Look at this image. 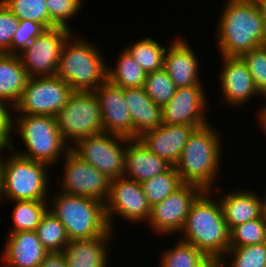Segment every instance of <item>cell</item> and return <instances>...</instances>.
Listing matches in <instances>:
<instances>
[{
  "label": "cell",
  "mask_w": 266,
  "mask_h": 267,
  "mask_svg": "<svg viewBox=\"0 0 266 267\" xmlns=\"http://www.w3.org/2000/svg\"><path fill=\"white\" fill-rule=\"evenodd\" d=\"M192 125L162 124L160 127L143 132L138 139L155 155L166 159L173 166L179 160L189 136L194 131Z\"/></svg>",
  "instance_id": "18"
},
{
  "label": "cell",
  "mask_w": 266,
  "mask_h": 267,
  "mask_svg": "<svg viewBox=\"0 0 266 267\" xmlns=\"http://www.w3.org/2000/svg\"><path fill=\"white\" fill-rule=\"evenodd\" d=\"M112 234L88 239L71 240L64 248L68 267H107Z\"/></svg>",
  "instance_id": "22"
},
{
  "label": "cell",
  "mask_w": 266,
  "mask_h": 267,
  "mask_svg": "<svg viewBox=\"0 0 266 267\" xmlns=\"http://www.w3.org/2000/svg\"><path fill=\"white\" fill-rule=\"evenodd\" d=\"M119 54L115 67L107 66V80L122 88L143 87L147 73L125 49Z\"/></svg>",
  "instance_id": "26"
},
{
  "label": "cell",
  "mask_w": 266,
  "mask_h": 267,
  "mask_svg": "<svg viewBox=\"0 0 266 267\" xmlns=\"http://www.w3.org/2000/svg\"><path fill=\"white\" fill-rule=\"evenodd\" d=\"M3 199V188H2V170H1V161H0V203Z\"/></svg>",
  "instance_id": "44"
},
{
  "label": "cell",
  "mask_w": 266,
  "mask_h": 267,
  "mask_svg": "<svg viewBox=\"0 0 266 267\" xmlns=\"http://www.w3.org/2000/svg\"><path fill=\"white\" fill-rule=\"evenodd\" d=\"M212 195H215L212 191H203L196 198L179 235H183L181 240L219 262L231 248V234L218 196L216 200Z\"/></svg>",
  "instance_id": "2"
},
{
  "label": "cell",
  "mask_w": 266,
  "mask_h": 267,
  "mask_svg": "<svg viewBox=\"0 0 266 267\" xmlns=\"http://www.w3.org/2000/svg\"><path fill=\"white\" fill-rule=\"evenodd\" d=\"M18 54L0 53V99L13 107L19 102L28 80Z\"/></svg>",
  "instance_id": "25"
},
{
  "label": "cell",
  "mask_w": 266,
  "mask_h": 267,
  "mask_svg": "<svg viewBox=\"0 0 266 267\" xmlns=\"http://www.w3.org/2000/svg\"><path fill=\"white\" fill-rule=\"evenodd\" d=\"M19 19L0 0V53H10L14 32Z\"/></svg>",
  "instance_id": "39"
},
{
  "label": "cell",
  "mask_w": 266,
  "mask_h": 267,
  "mask_svg": "<svg viewBox=\"0 0 266 267\" xmlns=\"http://www.w3.org/2000/svg\"><path fill=\"white\" fill-rule=\"evenodd\" d=\"M187 42L185 38H175L171 45L167 46L164 55L163 69L177 88L202 85L201 78H198V56Z\"/></svg>",
  "instance_id": "19"
},
{
  "label": "cell",
  "mask_w": 266,
  "mask_h": 267,
  "mask_svg": "<svg viewBox=\"0 0 266 267\" xmlns=\"http://www.w3.org/2000/svg\"><path fill=\"white\" fill-rule=\"evenodd\" d=\"M218 264L219 267H266V242L231 247Z\"/></svg>",
  "instance_id": "32"
},
{
  "label": "cell",
  "mask_w": 266,
  "mask_h": 267,
  "mask_svg": "<svg viewBox=\"0 0 266 267\" xmlns=\"http://www.w3.org/2000/svg\"><path fill=\"white\" fill-rule=\"evenodd\" d=\"M51 21L57 27H66L70 29L69 21L82 7L83 0H45Z\"/></svg>",
  "instance_id": "37"
},
{
  "label": "cell",
  "mask_w": 266,
  "mask_h": 267,
  "mask_svg": "<svg viewBox=\"0 0 266 267\" xmlns=\"http://www.w3.org/2000/svg\"><path fill=\"white\" fill-rule=\"evenodd\" d=\"M104 204L106 219L112 231L115 228V217H122V220L132 223H141L148 222L151 215V206L144 195L141 183L127 177L111 180L109 195Z\"/></svg>",
  "instance_id": "12"
},
{
  "label": "cell",
  "mask_w": 266,
  "mask_h": 267,
  "mask_svg": "<svg viewBox=\"0 0 266 267\" xmlns=\"http://www.w3.org/2000/svg\"><path fill=\"white\" fill-rule=\"evenodd\" d=\"M124 94L132 120V139L163 124L162 108L149 98L143 87L124 88Z\"/></svg>",
  "instance_id": "24"
},
{
  "label": "cell",
  "mask_w": 266,
  "mask_h": 267,
  "mask_svg": "<svg viewBox=\"0 0 266 267\" xmlns=\"http://www.w3.org/2000/svg\"><path fill=\"white\" fill-rule=\"evenodd\" d=\"M255 190L233 189L218 198L224 220L231 230L233 227L260 218L263 215L262 198Z\"/></svg>",
  "instance_id": "23"
},
{
  "label": "cell",
  "mask_w": 266,
  "mask_h": 267,
  "mask_svg": "<svg viewBox=\"0 0 266 267\" xmlns=\"http://www.w3.org/2000/svg\"><path fill=\"white\" fill-rule=\"evenodd\" d=\"M139 66L146 72L163 69L166 47L161 46L151 37H143L124 48Z\"/></svg>",
  "instance_id": "28"
},
{
  "label": "cell",
  "mask_w": 266,
  "mask_h": 267,
  "mask_svg": "<svg viewBox=\"0 0 266 267\" xmlns=\"http://www.w3.org/2000/svg\"><path fill=\"white\" fill-rule=\"evenodd\" d=\"M74 91L56 75L28 78L14 114L49 115L55 117Z\"/></svg>",
  "instance_id": "10"
},
{
  "label": "cell",
  "mask_w": 266,
  "mask_h": 267,
  "mask_svg": "<svg viewBox=\"0 0 266 267\" xmlns=\"http://www.w3.org/2000/svg\"><path fill=\"white\" fill-rule=\"evenodd\" d=\"M159 267H209L214 260L204 252L183 240H177L172 248L161 254Z\"/></svg>",
  "instance_id": "27"
},
{
  "label": "cell",
  "mask_w": 266,
  "mask_h": 267,
  "mask_svg": "<svg viewBox=\"0 0 266 267\" xmlns=\"http://www.w3.org/2000/svg\"><path fill=\"white\" fill-rule=\"evenodd\" d=\"M220 136L210 123L194 129L174 165L183 184L196 185L203 191L222 193L221 185L216 190L215 183L222 167L223 145Z\"/></svg>",
  "instance_id": "3"
},
{
  "label": "cell",
  "mask_w": 266,
  "mask_h": 267,
  "mask_svg": "<svg viewBox=\"0 0 266 267\" xmlns=\"http://www.w3.org/2000/svg\"><path fill=\"white\" fill-rule=\"evenodd\" d=\"M265 196L262 198V207H263V215L266 216V193Z\"/></svg>",
  "instance_id": "45"
},
{
  "label": "cell",
  "mask_w": 266,
  "mask_h": 267,
  "mask_svg": "<svg viewBox=\"0 0 266 267\" xmlns=\"http://www.w3.org/2000/svg\"><path fill=\"white\" fill-rule=\"evenodd\" d=\"M173 165L151 152L138 139H129L125 150L123 177L142 183L168 171Z\"/></svg>",
  "instance_id": "21"
},
{
  "label": "cell",
  "mask_w": 266,
  "mask_h": 267,
  "mask_svg": "<svg viewBox=\"0 0 266 267\" xmlns=\"http://www.w3.org/2000/svg\"><path fill=\"white\" fill-rule=\"evenodd\" d=\"M8 151L1 155L3 200L48 201L50 166Z\"/></svg>",
  "instance_id": "7"
},
{
  "label": "cell",
  "mask_w": 266,
  "mask_h": 267,
  "mask_svg": "<svg viewBox=\"0 0 266 267\" xmlns=\"http://www.w3.org/2000/svg\"><path fill=\"white\" fill-rule=\"evenodd\" d=\"M13 133L23 141L24 149H16L11 142L6 149L13 150L19 156L50 166L56 165L69 151L70 146L64 141L56 124V119L49 115L14 114Z\"/></svg>",
  "instance_id": "4"
},
{
  "label": "cell",
  "mask_w": 266,
  "mask_h": 267,
  "mask_svg": "<svg viewBox=\"0 0 266 267\" xmlns=\"http://www.w3.org/2000/svg\"><path fill=\"white\" fill-rule=\"evenodd\" d=\"M209 267H219V264L217 261H214Z\"/></svg>",
  "instance_id": "47"
},
{
  "label": "cell",
  "mask_w": 266,
  "mask_h": 267,
  "mask_svg": "<svg viewBox=\"0 0 266 267\" xmlns=\"http://www.w3.org/2000/svg\"><path fill=\"white\" fill-rule=\"evenodd\" d=\"M48 206V210L65 226L70 241L114 232L109 228L105 204L101 201L89 197L71 196L59 191L53 196L50 193Z\"/></svg>",
  "instance_id": "6"
},
{
  "label": "cell",
  "mask_w": 266,
  "mask_h": 267,
  "mask_svg": "<svg viewBox=\"0 0 266 267\" xmlns=\"http://www.w3.org/2000/svg\"><path fill=\"white\" fill-rule=\"evenodd\" d=\"M1 254L3 267H39L49 253L36 231L8 232Z\"/></svg>",
  "instance_id": "20"
},
{
  "label": "cell",
  "mask_w": 266,
  "mask_h": 267,
  "mask_svg": "<svg viewBox=\"0 0 266 267\" xmlns=\"http://www.w3.org/2000/svg\"><path fill=\"white\" fill-rule=\"evenodd\" d=\"M13 207V226L10 232L36 231L41 219L47 212L48 201L18 200L11 201Z\"/></svg>",
  "instance_id": "29"
},
{
  "label": "cell",
  "mask_w": 266,
  "mask_h": 267,
  "mask_svg": "<svg viewBox=\"0 0 266 267\" xmlns=\"http://www.w3.org/2000/svg\"><path fill=\"white\" fill-rule=\"evenodd\" d=\"M202 85L178 87L173 98L162 107L164 124L192 125L195 128L209 123L205 114L209 109Z\"/></svg>",
  "instance_id": "15"
},
{
  "label": "cell",
  "mask_w": 266,
  "mask_h": 267,
  "mask_svg": "<svg viewBox=\"0 0 266 267\" xmlns=\"http://www.w3.org/2000/svg\"><path fill=\"white\" fill-rule=\"evenodd\" d=\"M94 93L99 100L103 132L132 139V120L124 88L106 80Z\"/></svg>",
  "instance_id": "17"
},
{
  "label": "cell",
  "mask_w": 266,
  "mask_h": 267,
  "mask_svg": "<svg viewBox=\"0 0 266 267\" xmlns=\"http://www.w3.org/2000/svg\"><path fill=\"white\" fill-rule=\"evenodd\" d=\"M55 119L70 147L80 139L103 132L101 109L94 91H74Z\"/></svg>",
  "instance_id": "8"
},
{
  "label": "cell",
  "mask_w": 266,
  "mask_h": 267,
  "mask_svg": "<svg viewBox=\"0 0 266 267\" xmlns=\"http://www.w3.org/2000/svg\"><path fill=\"white\" fill-rule=\"evenodd\" d=\"M202 192L196 185L183 184L162 202L151 207L147 222L149 228L162 236L181 232L193 202Z\"/></svg>",
  "instance_id": "14"
},
{
  "label": "cell",
  "mask_w": 266,
  "mask_h": 267,
  "mask_svg": "<svg viewBox=\"0 0 266 267\" xmlns=\"http://www.w3.org/2000/svg\"><path fill=\"white\" fill-rule=\"evenodd\" d=\"M182 185L181 177L174 166L168 171L141 183L144 195L151 207L162 202Z\"/></svg>",
  "instance_id": "30"
},
{
  "label": "cell",
  "mask_w": 266,
  "mask_h": 267,
  "mask_svg": "<svg viewBox=\"0 0 266 267\" xmlns=\"http://www.w3.org/2000/svg\"><path fill=\"white\" fill-rule=\"evenodd\" d=\"M217 25L220 56H241L266 44V20L256 0H227Z\"/></svg>",
  "instance_id": "1"
},
{
  "label": "cell",
  "mask_w": 266,
  "mask_h": 267,
  "mask_svg": "<svg viewBox=\"0 0 266 267\" xmlns=\"http://www.w3.org/2000/svg\"><path fill=\"white\" fill-rule=\"evenodd\" d=\"M143 88L149 98L161 108L173 98L177 89L164 69L147 73Z\"/></svg>",
  "instance_id": "34"
},
{
  "label": "cell",
  "mask_w": 266,
  "mask_h": 267,
  "mask_svg": "<svg viewBox=\"0 0 266 267\" xmlns=\"http://www.w3.org/2000/svg\"><path fill=\"white\" fill-rule=\"evenodd\" d=\"M261 13L263 14L265 20H266V0H256Z\"/></svg>",
  "instance_id": "43"
},
{
  "label": "cell",
  "mask_w": 266,
  "mask_h": 267,
  "mask_svg": "<svg viewBox=\"0 0 266 267\" xmlns=\"http://www.w3.org/2000/svg\"><path fill=\"white\" fill-rule=\"evenodd\" d=\"M240 57L246 63L257 90L266 98V44L244 52Z\"/></svg>",
  "instance_id": "36"
},
{
  "label": "cell",
  "mask_w": 266,
  "mask_h": 267,
  "mask_svg": "<svg viewBox=\"0 0 266 267\" xmlns=\"http://www.w3.org/2000/svg\"><path fill=\"white\" fill-rule=\"evenodd\" d=\"M257 119L259 120V123L261 125V129L263 128V131H265L264 133H266V104L264 105V107L260 108L257 111Z\"/></svg>",
  "instance_id": "42"
},
{
  "label": "cell",
  "mask_w": 266,
  "mask_h": 267,
  "mask_svg": "<svg viewBox=\"0 0 266 267\" xmlns=\"http://www.w3.org/2000/svg\"><path fill=\"white\" fill-rule=\"evenodd\" d=\"M60 192L71 196L89 197L105 203L111 179L94 166L81 160L71 150L63 157Z\"/></svg>",
  "instance_id": "13"
},
{
  "label": "cell",
  "mask_w": 266,
  "mask_h": 267,
  "mask_svg": "<svg viewBox=\"0 0 266 267\" xmlns=\"http://www.w3.org/2000/svg\"><path fill=\"white\" fill-rule=\"evenodd\" d=\"M72 32L66 27L45 29L18 53L29 78L56 74L62 48Z\"/></svg>",
  "instance_id": "11"
},
{
  "label": "cell",
  "mask_w": 266,
  "mask_h": 267,
  "mask_svg": "<svg viewBox=\"0 0 266 267\" xmlns=\"http://www.w3.org/2000/svg\"><path fill=\"white\" fill-rule=\"evenodd\" d=\"M45 28L38 22L19 20L17 30L14 32L10 47L11 54L21 52L32 40L39 36Z\"/></svg>",
  "instance_id": "38"
},
{
  "label": "cell",
  "mask_w": 266,
  "mask_h": 267,
  "mask_svg": "<svg viewBox=\"0 0 266 267\" xmlns=\"http://www.w3.org/2000/svg\"><path fill=\"white\" fill-rule=\"evenodd\" d=\"M19 20L40 23L45 29L57 27L50 19L45 0H1Z\"/></svg>",
  "instance_id": "33"
},
{
  "label": "cell",
  "mask_w": 266,
  "mask_h": 267,
  "mask_svg": "<svg viewBox=\"0 0 266 267\" xmlns=\"http://www.w3.org/2000/svg\"><path fill=\"white\" fill-rule=\"evenodd\" d=\"M12 110L14 111V107L10 103L0 99V140L6 146H8L12 142L10 136L13 134L14 115L11 112Z\"/></svg>",
  "instance_id": "40"
},
{
  "label": "cell",
  "mask_w": 266,
  "mask_h": 267,
  "mask_svg": "<svg viewBox=\"0 0 266 267\" xmlns=\"http://www.w3.org/2000/svg\"><path fill=\"white\" fill-rule=\"evenodd\" d=\"M129 138L101 132L78 140L70 150L111 180L123 177Z\"/></svg>",
  "instance_id": "9"
},
{
  "label": "cell",
  "mask_w": 266,
  "mask_h": 267,
  "mask_svg": "<svg viewBox=\"0 0 266 267\" xmlns=\"http://www.w3.org/2000/svg\"><path fill=\"white\" fill-rule=\"evenodd\" d=\"M36 233L44 248L50 252H63L70 242L65 226L49 210L44 214Z\"/></svg>",
  "instance_id": "31"
},
{
  "label": "cell",
  "mask_w": 266,
  "mask_h": 267,
  "mask_svg": "<svg viewBox=\"0 0 266 267\" xmlns=\"http://www.w3.org/2000/svg\"><path fill=\"white\" fill-rule=\"evenodd\" d=\"M7 148V146L0 140V161H1V155L4 149Z\"/></svg>",
  "instance_id": "46"
},
{
  "label": "cell",
  "mask_w": 266,
  "mask_h": 267,
  "mask_svg": "<svg viewBox=\"0 0 266 267\" xmlns=\"http://www.w3.org/2000/svg\"><path fill=\"white\" fill-rule=\"evenodd\" d=\"M220 71L221 101L233 108L242 107L255 96L264 98L257 90L246 63L240 56H221ZM242 105V106H241Z\"/></svg>",
  "instance_id": "16"
},
{
  "label": "cell",
  "mask_w": 266,
  "mask_h": 267,
  "mask_svg": "<svg viewBox=\"0 0 266 267\" xmlns=\"http://www.w3.org/2000/svg\"><path fill=\"white\" fill-rule=\"evenodd\" d=\"M231 247H242L266 242V216L239 224L230 230Z\"/></svg>",
  "instance_id": "35"
},
{
  "label": "cell",
  "mask_w": 266,
  "mask_h": 267,
  "mask_svg": "<svg viewBox=\"0 0 266 267\" xmlns=\"http://www.w3.org/2000/svg\"><path fill=\"white\" fill-rule=\"evenodd\" d=\"M100 48L72 33L61 51L56 76L73 91H94L107 80V64Z\"/></svg>",
  "instance_id": "5"
},
{
  "label": "cell",
  "mask_w": 266,
  "mask_h": 267,
  "mask_svg": "<svg viewBox=\"0 0 266 267\" xmlns=\"http://www.w3.org/2000/svg\"><path fill=\"white\" fill-rule=\"evenodd\" d=\"M39 267H68L63 252L48 253Z\"/></svg>",
  "instance_id": "41"
}]
</instances>
